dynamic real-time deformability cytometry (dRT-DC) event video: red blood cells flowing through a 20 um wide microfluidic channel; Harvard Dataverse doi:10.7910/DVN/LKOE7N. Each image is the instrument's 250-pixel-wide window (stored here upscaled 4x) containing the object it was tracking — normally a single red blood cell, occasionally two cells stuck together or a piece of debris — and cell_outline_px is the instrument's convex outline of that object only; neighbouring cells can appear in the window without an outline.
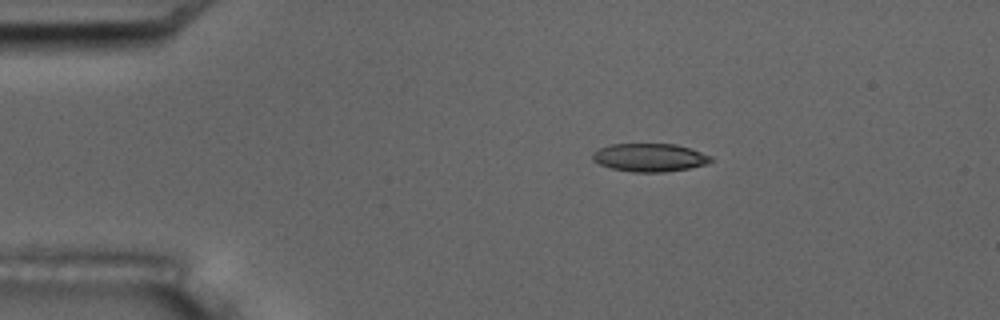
{"species": "common noctule bat (a hibernating species)", "species_latin": "Nyctalus noctula", "temperature_condition": "room temperature", "stored_images_in_passage": 4, "camera_frame_rate_fps": 3000, "um_per_image_px": 0.085, "animal": {"sex": "male", "body_mass_g": 17.5, "forearm_length_mm": 52.3}, "frame": {"image": 1, "passage_image": 2, "time_ms": 1.333, "image_size_px": [1000, 320], "cell_outline_px": [[712, 160], [708, 164], [688, 168], [664, 172], [632, 172], [612, 168], [600, 164], [592, 160], [592, 152], [608, 144], [676, 144], [712, 156]], "centroid_in_image_um": [55.2, 13.39], "position_along_channel_um": 29.8, "area_um2": 19.36}}